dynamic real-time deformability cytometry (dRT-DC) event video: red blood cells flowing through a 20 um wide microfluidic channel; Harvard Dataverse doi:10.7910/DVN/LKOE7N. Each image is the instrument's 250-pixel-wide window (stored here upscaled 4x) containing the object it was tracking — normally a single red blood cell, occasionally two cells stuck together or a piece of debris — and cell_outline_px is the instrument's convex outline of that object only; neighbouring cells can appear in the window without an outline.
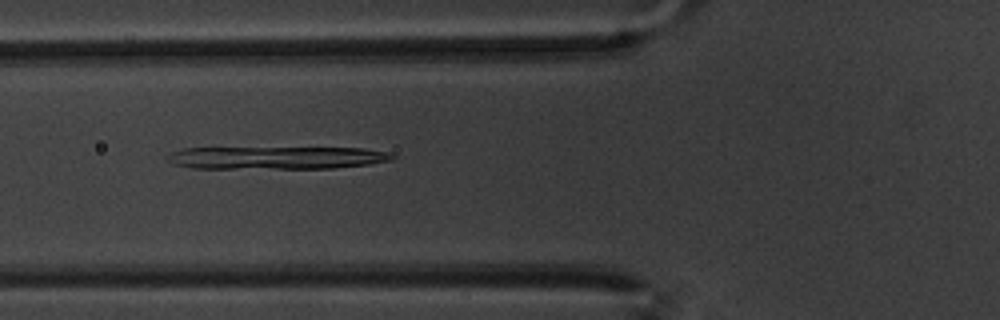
{"species": "common noctule bat (a hibernating species)", "species_latin": "Nyctalus noctula", "temperature_condition": "warm", "stored_images_in_passage": 59, "camera_frame_rate_fps": 3000, "um_per_image_px": 0.085, "animal": {"sex": "male", "body_mass_g": 20.1, "forearm_length_mm": 53.5}, "frame": {"image": 1, "passage_image": 22, "time_ms": 7.0, "image_size_px": [1000, 320], "cell_outline_px": [[396, 156], [392, 160], [368, 164], [332, 168], [192, 168], [172, 164], [164, 156], [172, 152], [184, 148], [364, 148], [388, 152]], "centroid_in_image_um": [23.48, 13.4], "position_along_channel_um": 102.3, "area_um2": 29.71}}
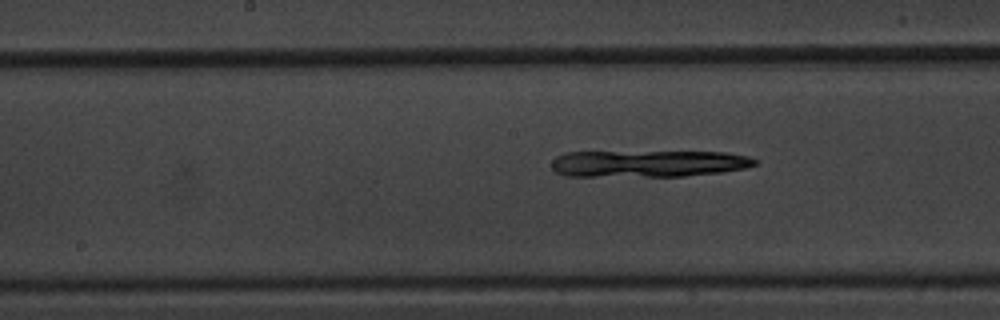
{"frame": {"image": 2, "passage_image": 30, "time_ms": 9.667, "image_size_px": [1000, 320], "cell_outline_px": [[760, 164], [744, 168], [720, 172], [684, 176], [564, 176], [556, 172], [552, 168], [552, 160], [556, 156], [564, 152], [728, 152], [748, 156], [760, 160]], "centroid_in_image_um": [55.13, 13.9], "position_along_channel_um": 193.1, "area_um2": 31.96}}